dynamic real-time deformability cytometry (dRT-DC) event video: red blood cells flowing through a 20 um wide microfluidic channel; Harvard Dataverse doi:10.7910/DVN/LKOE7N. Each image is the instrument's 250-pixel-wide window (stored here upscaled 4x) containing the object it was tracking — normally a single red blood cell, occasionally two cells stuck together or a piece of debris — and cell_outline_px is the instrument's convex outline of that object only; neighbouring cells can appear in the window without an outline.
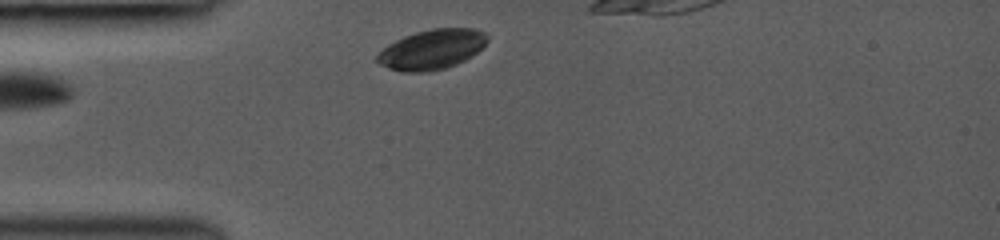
{"species": "common noctule bat (a hibernating species)", "species_latin": "Nyctalus noctula", "temperature_condition": "room temperature", "stored_images_in_passage": 23, "camera_frame_rate_fps": 3000, "um_per_image_px": 0.085, "animal": {"sex": "female", "body_mass_g": 19.0, "forearm_length_mm": 53.3}, "frame": {"image": 1, "passage_image": 2, "time_ms": 0.333, "image_size_px": [1000, 240], "cell_outline_px": [[488, 40], [472, 56], [456, 64], [444, 68], [428, 72], [404, 72], [388, 68], [380, 64], [376, 60], [376, 56], [388, 44], [404, 36], [416, 32], [432, 28], [476, 28], [484, 32], [488, 36]], "centroid_in_image_um": [36.71, 4.19], "position_along_channel_um": 48.3, "area_um2": 25.49}}
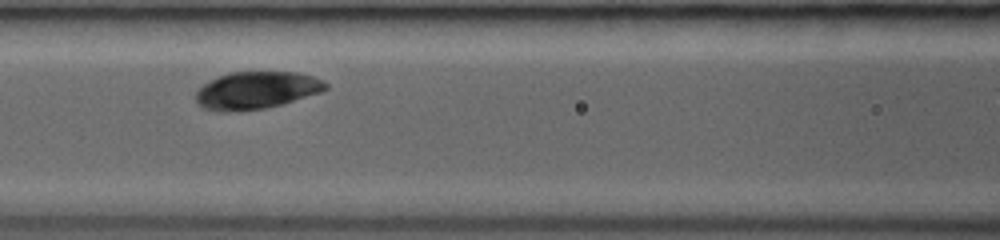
{"frame": {"image": 2, "passage_image": 10, "time_ms": 3.0, "image_size_px": [1000, 240], "cell_outline_px": [[328, 88], [320, 92], [280, 104], [264, 108], [240, 112], [216, 112], [204, 108], [196, 100], [196, 92], [208, 80], [228, 72], [296, 72], [312, 76], [324, 80], [328, 84]], "centroid_in_image_um": [21.76, 7.68], "position_along_channel_um": 144.8, "area_um2": 28.32}}
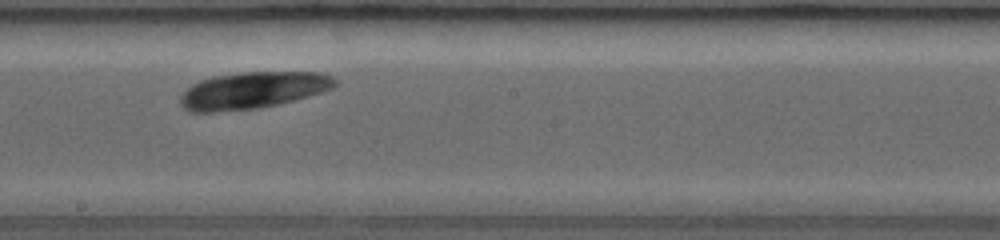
{"frame": {"image": 3, "passage_image": 16, "time_ms": 5.0, "image_size_px": [1000, 240], "cell_outline_px": [[340, 84], [332, 88], [320, 92], [292, 100], [260, 108], [216, 112], [188, 112], [180, 104], [180, 96], [192, 84], [200, 80], [212, 76], [240, 72], [316, 72], [332, 76]], "centroid_in_image_um": [21.45, 7.67], "position_along_channel_um": 226.8, "area_um2": 33.12}}